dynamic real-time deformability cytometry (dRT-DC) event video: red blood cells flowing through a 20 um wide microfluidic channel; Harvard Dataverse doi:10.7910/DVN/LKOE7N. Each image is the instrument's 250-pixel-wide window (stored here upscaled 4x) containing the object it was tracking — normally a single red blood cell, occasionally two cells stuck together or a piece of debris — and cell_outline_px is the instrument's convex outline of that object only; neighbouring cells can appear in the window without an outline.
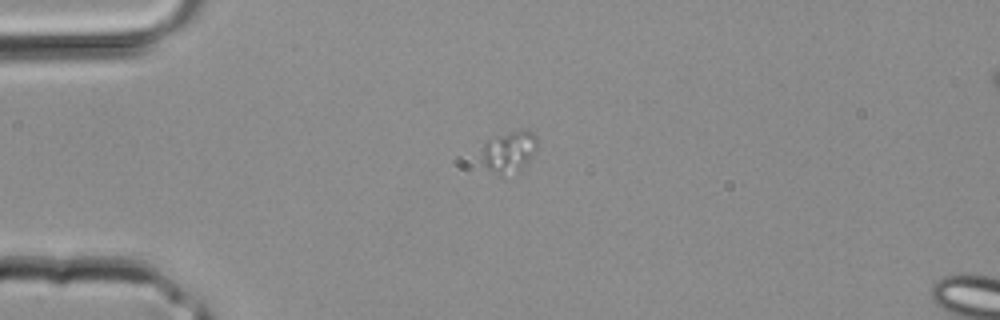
{"species": "common noctule bat (a hibernating species)", "species_latin": "Nyctalus noctula", "temperature_condition": "room temperature", "stored_images_in_passage": 2, "camera_frame_rate_fps": 3000, "um_per_image_px": 0.085, "animal": {"sex": "male", "body_mass_g": 20.4}, "frame": {"image": 1, "passage_image": 1, "time_ms": 0.0, "image_size_px": [1000, 320], "cell_outline_px": [[536, 148], [528, 160], [516, 172], [500, 176], [488, 168], [484, 164], [484, 140], [496, 136], [512, 132], [532, 132], [536, 136]], "centroid_in_image_um": [43.25, 12.9], "position_along_channel_um": 41.8, "area_um2": 12.72}}